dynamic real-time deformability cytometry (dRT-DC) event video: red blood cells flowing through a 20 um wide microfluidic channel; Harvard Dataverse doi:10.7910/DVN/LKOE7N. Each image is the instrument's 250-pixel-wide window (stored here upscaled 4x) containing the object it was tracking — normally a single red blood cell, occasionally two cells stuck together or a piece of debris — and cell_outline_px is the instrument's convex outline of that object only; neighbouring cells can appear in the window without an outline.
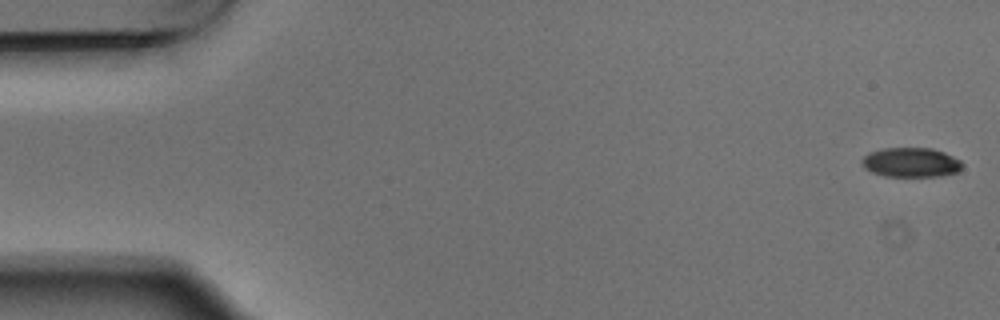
{"species": "Egyptian fruit bat (a non-hibernating species)", "species_latin": "Rousettus aegyptiacus", "temperature_condition": "warm", "stored_images_in_passage": 5, "camera_frame_rate_fps": 3000, "um_per_image_px": 0.085, "animal": {"sex": "male"}, "frame": {"image": 1, "passage_image": 1, "time_ms": 0.0, "image_size_px": [1000, 320], "cell_outline_px": [[964, 164], [956, 172], [940, 176], [884, 176], [872, 172], [864, 168], [860, 164], [860, 160], [868, 152], [880, 148], [932, 148], [944, 152], [960, 160]], "centroid_in_image_um": [77.38, 13.79], "position_along_channel_um": 7.6, "area_um2": 17.4}}
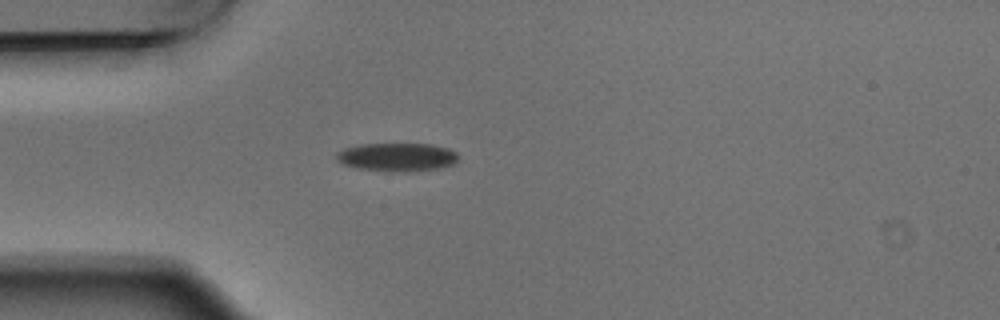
{"frame": {"image": 2, "passage_image": 5, "time_ms": 1.333, "image_size_px": [1000, 320], "cell_outline_px": [[456, 164], [440, 168], [356, 168], [344, 164], [336, 160], [336, 152], [344, 148], [360, 144], [432, 144], [448, 148], [456, 152]], "centroid_in_image_um": [33.73, 13.28], "position_along_channel_um": 51.3, "area_um2": 18.9}}